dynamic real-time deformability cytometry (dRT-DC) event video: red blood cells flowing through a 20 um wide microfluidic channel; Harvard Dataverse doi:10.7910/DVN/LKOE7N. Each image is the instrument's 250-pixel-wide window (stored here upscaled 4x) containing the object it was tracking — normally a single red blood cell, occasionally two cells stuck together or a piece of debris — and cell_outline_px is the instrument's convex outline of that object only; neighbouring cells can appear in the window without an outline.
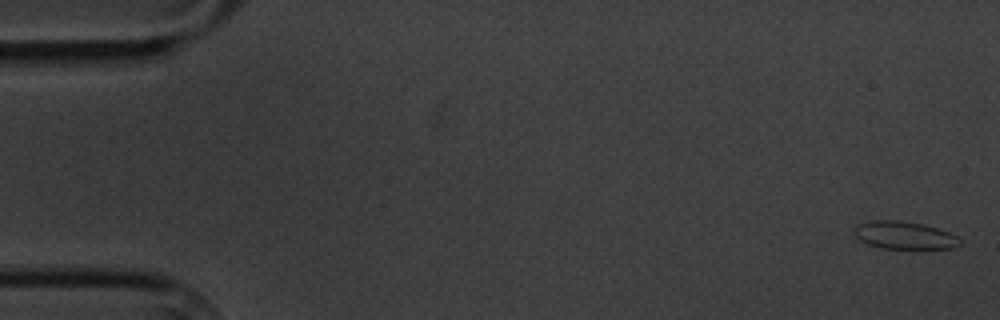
{"species": "common noctule bat (a hibernating species)", "species_latin": "Nyctalus noctula", "temperature_condition": "cold", "stored_images_in_passage": 10, "camera_frame_rate_fps": 3000, "um_per_image_px": 0.085, "animal": {"sex": "male", "body_mass_g": 20.1, "forearm_length_mm": 53.5}, "frame": {"image": 1, "passage_image": 1, "time_ms": 0.0, "image_size_px": [1000, 320], "cell_outline_px": [[960, 244], [952, 248], [880, 248], [868, 244], [860, 240], [856, 236], [852, 228], [860, 224], [876, 220], [896, 220], [924, 224], [948, 232], [956, 236], [960, 240]], "centroid_in_image_um": [76.84, 20.0], "position_along_channel_um": 8.2, "area_um2": 16.76}}
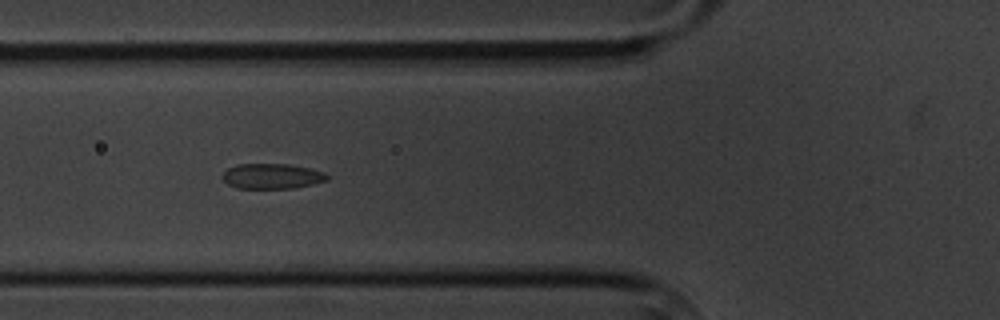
{"frame": {"image": 2, "passage_image": 6, "time_ms": 6.667, "image_size_px": [1000, 320], "cell_outline_px": [[328, 180], [296, 188], [236, 188], [228, 184], [220, 176], [228, 168], [236, 164], [288, 164], [308, 168], [324, 172], [328, 176]], "centroid_in_image_um": [23.09, 14.97], "position_along_channel_um": 102.7, "area_um2": 15.37}}
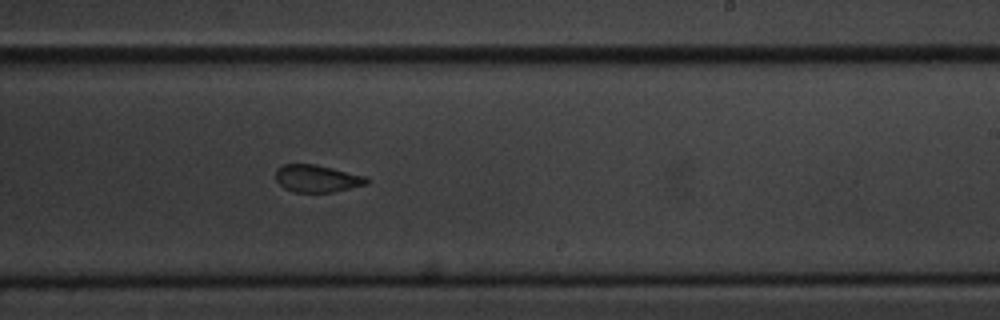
{"frame": {"image": 3, "passage_image": 10, "time_ms": 11.333, "image_size_px": [1000, 320], "cell_outline_px": [[372, 180], [368, 184], [332, 192], [296, 192], [284, 188], [276, 180], [276, 168], [284, 164], [316, 164], [368, 176]], "centroid_in_image_um": [27.0, 15.16], "position_along_channel_um": 262.0, "area_um2": 14.68}}